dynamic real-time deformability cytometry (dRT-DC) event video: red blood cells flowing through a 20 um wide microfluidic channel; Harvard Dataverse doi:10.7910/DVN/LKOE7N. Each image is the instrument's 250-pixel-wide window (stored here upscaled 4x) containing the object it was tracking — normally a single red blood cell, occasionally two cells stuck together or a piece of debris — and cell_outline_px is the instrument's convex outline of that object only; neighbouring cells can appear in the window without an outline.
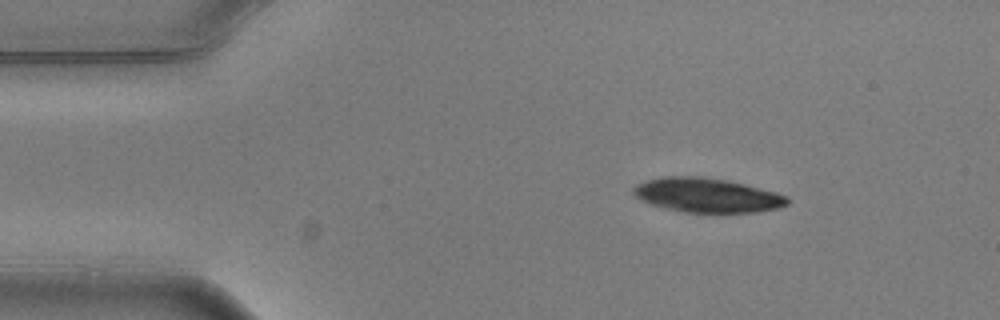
{"species": "common noctule bat (a hibernating species)", "species_latin": "Nyctalus noctula", "temperature_condition": "warm", "stored_images_in_passage": 3, "camera_frame_rate_fps": 3000, "um_per_image_px": 0.085, "animal": {"sex": "male", "body_mass_g": 20.5, "forearm_length_mm": 52.5}, "frame": {"image": 1, "passage_image": 1, "time_ms": 0.0, "image_size_px": [1000, 320], "cell_outline_px": [[788, 204], [780, 208], [756, 212], [684, 212], [652, 204], [640, 200], [632, 192], [632, 188], [636, 184], [644, 180], [660, 176], [704, 176], [728, 180], [776, 192], [788, 196]], "centroid_in_image_um": [60.08, 16.57], "position_along_channel_um": 24.9, "area_um2": 30.92}}